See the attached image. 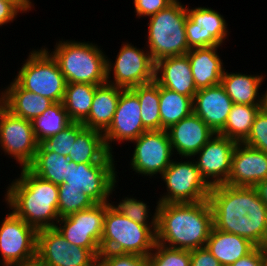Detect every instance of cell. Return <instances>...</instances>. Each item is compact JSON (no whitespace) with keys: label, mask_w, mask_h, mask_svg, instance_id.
Here are the masks:
<instances>
[{"label":"cell","mask_w":267,"mask_h":266,"mask_svg":"<svg viewBox=\"0 0 267 266\" xmlns=\"http://www.w3.org/2000/svg\"><path fill=\"white\" fill-rule=\"evenodd\" d=\"M254 188L257 190L263 203L267 206V178L260 181Z\"/></svg>","instance_id":"f6af8a7d"},{"label":"cell","mask_w":267,"mask_h":266,"mask_svg":"<svg viewBox=\"0 0 267 266\" xmlns=\"http://www.w3.org/2000/svg\"><path fill=\"white\" fill-rule=\"evenodd\" d=\"M190 259L191 266H222L205 247L190 250Z\"/></svg>","instance_id":"ee69618b"},{"label":"cell","mask_w":267,"mask_h":266,"mask_svg":"<svg viewBox=\"0 0 267 266\" xmlns=\"http://www.w3.org/2000/svg\"><path fill=\"white\" fill-rule=\"evenodd\" d=\"M263 109L267 111V90L263 93Z\"/></svg>","instance_id":"c3c4849f"},{"label":"cell","mask_w":267,"mask_h":266,"mask_svg":"<svg viewBox=\"0 0 267 266\" xmlns=\"http://www.w3.org/2000/svg\"><path fill=\"white\" fill-rule=\"evenodd\" d=\"M31 122L34 135L39 144L73 123L64 108L63 102H54L44 113L34 118Z\"/></svg>","instance_id":"d6a6232c"},{"label":"cell","mask_w":267,"mask_h":266,"mask_svg":"<svg viewBox=\"0 0 267 266\" xmlns=\"http://www.w3.org/2000/svg\"><path fill=\"white\" fill-rule=\"evenodd\" d=\"M68 162V157L49 151L41 143L38 145L34 160L27 168L38 177L61 185L67 181Z\"/></svg>","instance_id":"f1b7e54d"},{"label":"cell","mask_w":267,"mask_h":266,"mask_svg":"<svg viewBox=\"0 0 267 266\" xmlns=\"http://www.w3.org/2000/svg\"><path fill=\"white\" fill-rule=\"evenodd\" d=\"M13 79L21 88L63 102L66 81L57 61L44 48L32 49Z\"/></svg>","instance_id":"52a82bcc"},{"label":"cell","mask_w":267,"mask_h":266,"mask_svg":"<svg viewBox=\"0 0 267 266\" xmlns=\"http://www.w3.org/2000/svg\"><path fill=\"white\" fill-rule=\"evenodd\" d=\"M136 94L141 107L143 126L148 130H161L159 85L152 81L131 88Z\"/></svg>","instance_id":"836d02e7"},{"label":"cell","mask_w":267,"mask_h":266,"mask_svg":"<svg viewBox=\"0 0 267 266\" xmlns=\"http://www.w3.org/2000/svg\"><path fill=\"white\" fill-rule=\"evenodd\" d=\"M256 246L246 238L212 227L205 248L221 263L231 266Z\"/></svg>","instance_id":"4316f807"},{"label":"cell","mask_w":267,"mask_h":266,"mask_svg":"<svg viewBox=\"0 0 267 266\" xmlns=\"http://www.w3.org/2000/svg\"><path fill=\"white\" fill-rule=\"evenodd\" d=\"M19 13H25L13 0H0V27L13 23Z\"/></svg>","instance_id":"7bdbcfd3"},{"label":"cell","mask_w":267,"mask_h":266,"mask_svg":"<svg viewBox=\"0 0 267 266\" xmlns=\"http://www.w3.org/2000/svg\"><path fill=\"white\" fill-rule=\"evenodd\" d=\"M208 201L215 229L246 238L256 247L267 244V206L254 187L215 185Z\"/></svg>","instance_id":"6da1fadb"},{"label":"cell","mask_w":267,"mask_h":266,"mask_svg":"<svg viewBox=\"0 0 267 266\" xmlns=\"http://www.w3.org/2000/svg\"><path fill=\"white\" fill-rule=\"evenodd\" d=\"M109 204L118 213L125 215L127 218L138 224L146 226H157V208L159 203H156L157 205L155 206V212H153V215L150 213V209H148L149 205H147L146 202L140 199L137 200V198L133 197V195L125 197L124 199L122 198V200H120L118 203L109 202ZM149 216L152 217L150 218Z\"/></svg>","instance_id":"e575fe53"},{"label":"cell","mask_w":267,"mask_h":266,"mask_svg":"<svg viewBox=\"0 0 267 266\" xmlns=\"http://www.w3.org/2000/svg\"><path fill=\"white\" fill-rule=\"evenodd\" d=\"M4 107H5V101H4L2 91H1L0 92V112L3 110Z\"/></svg>","instance_id":"681fc988"},{"label":"cell","mask_w":267,"mask_h":266,"mask_svg":"<svg viewBox=\"0 0 267 266\" xmlns=\"http://www.w3.org/2000/svg\"><path fill=\"white\" fill-rule=\"evenodd\" d=\"M7 266H43L41 265L37 260H34L29 263H24V264H13V265H7Z\"/></svg>","instance_id":"7dc6e473"},{"label":"cell","mask_w":267,"mask_h":266,"mask_svg":"<svg viewBox=\"0 0 267 266\" xmlns=\"http://www.w3.org/2000/svg\"><path fill=\"white\" fill-rule=\"evenodd\" d=\"M267 178V153L244 143H237L232 154L231 173L225 184L255 187Z\"/></svg>","instance_id":"d6986e66"},{"label":"cell","mask_w":267,"mask_h":266,"mask_svg":"<svg viewBox=\"0 0 267 266\" xmlns=\"http://www.w3.org/2000/svg\"><path fill=\"white\" fill-rule=\"evenodd\" d=\"M157 215V243L185 250L205 247L213 227V212L208 200L158 204Z\"/></svg>","instance_id":"7a4b0ae2"},{"label":"cell","mask_w":267,"mask_h":266,"mask_svg":"<svg viewBox=\"0 0 267 266\" xmlns=\"http://www.w3.org/2000/svg\"><path fill=\"white\" fill-rule=\"evenodd\" d=\"M154 81L167 89L194 97L197 88L187 55L166 57L155 62Z\"/></svg>","instance_id":"7402d4cb"},{"label":"cell","mask_w":267,"mask_h":266,"mask_svg":"<svg viewBox=\"0 0 267 266\" xmlns=\"http://www.w3.org/2000/svg\"><path fill=\"white\" fill-rule=\"evenodd\" d=\"M161 130L193 113V97L179 94L159 85Z\"/></svg>","instance_id":"f546056e"},{"label":"cell","mask_w":267,"mask_h":266,"mask_svg":"<svg viewBox=\"0 0 267 266\" xmlns=\"http://www.w3.org/2000/svg\"><path fill=\"white\" fill-rule=\"evenodd\" d=\"M121 87L108 82L97 85L84 127L104 132L111 124L122 92Z\"/></svg>","instance_id":"cb8c5ba5"},{"label":"cell","mask_w":267,"mask_h":266,"mask_svg":"<svg viewBox=\"0 0 267 266\" xmlns=\"http://www.w3.org/2000/svg\"><path fill=\"white\" fill-rule=\"evenodd\" d=\"M242 143L267 153V111L265 109L259 110L248 137Z\"/></svg>","instance_id":"f35d334b"},{"label":"cell","mask_w":267,"mask_h":266,"mask_svg":"<svg viewBox=\"0 0 267 266\" xmlns=\"http://www.w3.org/2000/svg\"><path fill=\"white\" fill-rule=\"evenodd\" d=\"M187 6L175 0L167 8L148 17L146 47L154 62L186 55L188 47L185 23Z\"/></svg>","instance_id":"5b68a950"},{"label":"cell","mask_w":267,"mask_h":266,"mask_svg":"<svg viewBox=\"0 0 267 266\" xmlns=\"http://www.w3.org/2000/svg\"><path fill=\"white\" fill-rule=\"evenodd\" d=\"M106 210L107 202L96 203L89 209L61 217L55 228L70 244L89 249L98 258Z\"/></svg>","instance_id":"7c38bea8"},{"label":"cell","mask_w":267,"mask_h":266,"mask_svg":"<svg viewBox=\"0 0 267 266\" xmlns=\"http://www.w3.org/2000/svg\"><path fill=\"white\" fill-rule=\"evenodd\" d=\"M98 266H150L148 256L125 253H101Z\"/></svg>","instance_id":"ab89813d"},{"label":"cell","mask_w":267,"mask_h":266,"mask_svg":"<svg viewBox=\"0 0 267 266\" xmlns=\"http://www.w3.org/2000/svg\"><path fill=\"white\" fill-rule=\"evenodd\" d=\"M44 48L57 61L66 83L101 85L107 82V55L99 45L89 41L59 39L53 51Z\"/></svg>","instance_id":"277c9868"},{"label":"cell","mask_w":267,"mask_h":266,"mask_svg":"<svg viewBox=\"0 0 267 266\" xmlns=\"http://www.w3.org/2000/svg\"><path fill=\"white\" fill-rule=\"evenodd\" d=\"M121 45L115 62L106 57L107 82L123 89H131L154 81L155 62L148 49L138 48L129 42Z\"/></svg>","instance_id":"30bf717a"},{"label":"cell","mask_w":267,"mask_h":266,"mask_svg":"<svg viewBox=\"0 0 267 266\" xmlns=\"http://www.w3.org/2000/svg\"><path fill=\"white\" fill-rule=\"evenodd\" d=\"M4 89H2V94L5 108L13 115L30 121L40 116L54 103L47 97L26 91L14 80Z\"/></svg>","instance_id":"d4e9b609"},{"label":"cell","mask_w":267,"mask_h":266,"mask_svg":"<svg viewBox=\"0 0 267 266\" xmlns=\"http://www.w3.org/2000/svg\"><path fill=\"white\" fill-rule=\"evenodd\" d=\"M96 202L81 190L59 188L58 213L59 217L89 209Z\"/></svg>","instance_id":"d590c367"},{"label":"cell","mask_w":267,"mask_h":266,"mask_svg":"<svg viewBox=\"0 0 267 266\" xmlns=\"http://www.w3.org/2000/svg\"><path fill=\"white\" fill-rule=\"evenodd\" d=\"M111 152L107 149L103 132L84 127L72 147L69 160L75 163H101Z\"/></svg>","instance_id":"83f0119b"},{"label":"cell","mask_w":267,"mask_h":266,"mask_svg":"<svg viewBox=\"0 0 267 266\" xmlns=\"http://www.w3.org/2000/svg\"><path fill=\"white\" fill-rule=\"evenodd\" d=\"M231 266H267V255L264 247H255L249 254L241 257Z\"/></svg>","instance_id":"b9f144b4"},{"label":"cell","mask_w":267,"mask_h":266,"mask_svg":"<svg viewBox=\"0 0 267 266\" xmlns=\"http://www.w3.org/2000/svg\"><path fill=\"white\" fill-rule=\"evenodd\" d=\"M21 174L9 183L4 195L8 211L22 218L37 231L53 228L60 219L58 185L21 168Z\"/></svg>","instance_id":"3957f363"},{"label":"cell","mask_w":267,"mask_h":266,"mask_svg":"<svg viewBox=\"0 0 267 266\" xmlns=\"http://www.w3.org/2000/svg\"><path fill=\"white\" fill-rule=\"evenodd\" d=\"M25 13L31 11L34 7L32 0H13Z\"/></svg>","instance_id":"bcb514c9"},{"label":"cell","mask_w":267,"mask_h":266,"mask_svg":"<svg viewBox=\"0 0 267 266\" xmlns=\"http://www.w3.org/2000/svg\"><path fill=\"white\" fill-rule=\"evenodd\" d=\"M189 7L185 23L189 49L224 45L229 29L223 15L211 7Z\"/></svg>","instance_id":"e0dca14e"},{"label":"cell","mask_w":267,"mask_h":266,"mask_svg":"<svg viewBox=\"0 0 267 266\" xmlns=\"http://www.w3.org/2000/svg\"><path fill=\"white\" fill-rule=\"evenodd\" d=\"M148 257L150 266H191L190 250L169 248L157 242Z\"/></svg>","instance_id":"8d00e7d4"},{"label":"cell","mask_w":267,"mask_h":266,"mask_svg":"<svg viewBox=\"0 0 267 266\" xmlns=\"http://www.w3.org/2000/svg\"><path fill=\"white\" fill-rule=\"evenodd\" d=\"M84 128L82 123L73 122L63 131L54 136L48 137L42 144L49 150L58 155L66 157L72 156V147L77 138V134Z\"/></svg>","instance_id":"74e56055"},{"label":"cell","mask_w":267,"mask_h":266,"mask_svg":"<svg viewBox=\"0 0 267 266\" xmlns=\"http://www.w3.org/2000/svg\"><path fill=\"white\" fill-rule=\"evenodd\" d=\"M96 86L87 83H66L63 105L72 122L83 123L87 119Z\"/></svg>","instance_id":"4dcf8cb0"},{"label":"cell","mask_w":267,"mask_h":266,"mask_svg":"<svg viewBox=\"0 0 267 266\" xmlns=\"http://www.w3.org/2000/svg\"><path fill=\"white\" fill-rule=\"evenodd\" d=\"M39 143L30 120L13 115L5 107L0 112V148L16 160L20 168H27L34 160Z\"/></svg>","instance_id":"9a60e30c"},{"label":"cell","mask_w":267,"mask_h":266,"mask_svg":"<svg viewBox=\"0 0 267 266\" xmlns=\"http://www.w3.org/2000/svg\"><path fill=\"white\" fill-rule=\"evenodd\" d=\"M265 75L243 74L224 70L221 85L233 103L251 106H263V94L259 92Z\"/></svg>","instance_id":"484cf974"},{"label":"cell","mask_w":267,"mask_h":266,"mask_svg":"<svg viewBox=\"0 0 267 266\" xmlns=\"http://www.w3.org/2000/svg\"><path fill=\"white\" fill-rule=\"evenodd\" d=\"M175 0H133L137 18L150 17L167 8Z\"/></svg>","instance_id":"60d3db41"},{"label":"cell","mask_w":267,"mask_h":266,"mask_svg":"<svg viewBox=\"0 0 267 266\" xmlns=\"http://www.w3.org/2000/svg\"><path fill=\"white\" fill-rule=\"evenodd\" d=\"M36 260L43 266H98L89 249L70 244L55 227L38 230Z\"/></svg>","instance_id":"5bb4252c"},{"label":"cell","mask_w":267,"mask_h":266,"mask_svg":"<svg viewBox=\"0 0 267 266\" xmlns=\"http://www.w3.org/2000/svg\"><path fill=\"white\" fill-rule=\"evenodd\" d=\"M111 153L101 163H75L68 162L67 181L58 188L81 190L96 203L112 202L109 198L113 194L117 184V161Z\"/></svg>","instance_id":"ba28073f"},{"label":"cell","mask_w":267,"mask_h":266,"mask_svg":"<svg viewBox=\"0 0 267 266\" xmlns=\"http://www.w3.org/2000/svg\"><path fill=\"white\" fill-rule=\"evenodd\" d=\"M220 46L193 48L186 53L197 90L221 84L225 67L217 52Z\"/></svg>","instance_id":"603a6c76"},{"label":"cell","mask_w":267,"mask_h":266,"mask_svg":"<svg viewBox=\"0 0 267 266\" xmlns=\"http://www.w3.org/2000/svg\"><path fill=\"white\" fill-rule=\"evenodd\" d=\"M176 158L160 176L166 192L160 195L157 203H196L208 200L211 186L201 176L194 158ZM192 159V160H191Z\"/></svg>","instance_id":"9c48e42d"},{"label":"cell","mask_w":267,"mask_h":266,"mask_svg":"<svg viewBox=\"0 0 267 266\" xmlns=\"http://www.w3.org/2000/svg\"><path fill=\"white\" fill-rule=\"evenodd\" d=\"M262 107L234 103L224 128L218 134L242 143L248 137L254 119Z\"/></svg>","instance_id":"1f68e13d"},{"label":"cell","mask_w":267,"mask_h":266,"mask_svg":"<svg viewBox=\"0 0 267 266\" xmlns=\"http://www.w3.org/2000/svg\"><path fill=\"white\" fill-rule=\"evenodd\" d=\"M264 248H265L266 255H267V244L264 246Z\"/></svg>","instance_id":"f907efd6"},{"label":"cell","mask_w":267,"mask_h":266,"mask_svg":"<svg viewBox=\"0 0 267 266\" xmlns=\"http://www.w3.org/2000/svg\"><path fill=\"white\" fill-rule=\"evenodd\" d=\"M157 226L138 224L118 213L107 202L101 253H125L149 256L156 244Z\"/></svg>","instance_id":"8992f818"},{"label":"cell","mask_w":267,"mask_h":266,"mask_svg":"<svg viewBox=\"0 0 267 266\" xmlns=\"http://www.w3.org/2000/svg\"><path fill=\"white\" fill-rule=\"evenodd\" d=\"M233 104L224 87L218 84L197 91L193 97V113L218 134L224 128Z\"/></svg>","instance_id":"44dd1931"},{"label":"cell","mask_w":267,"mask_h":266,"mask_svg":"<svg viewBox=\"0 0 267 266\" xmlns=\"http://www.w3.org/2000/svg\"><path fill=\"white\" fill-rule=\"evenodd\" d=\"M37 232L12 211L7 213L0 221V266L36 260Z\"/></svg>","instance_id":"8fae6325"},{"label":"cell","mask_w":267,"mask_h":266,"mask_svg":"<svg viewBox=\"0 0 267 266\" xmlns=\"http://www.w3.org/2000/svg\"><path fill=\"white\" fill-rule=\"evenodd\" d=\"M166 131L175 157L179 154L182 158H192L215 135L194 113L173 124Z\"/></svg>","instance_id":"ffe728a7"},{"label":"cell","mask_w":267,"mask_h":266,"mask_svg":"<svg viewBox=\"0 0 267 266\" xmlns=\"http://www.w3.org/2000/svg\"><path fill=\"white\" fill-rule=\"evenodd\" d=\"M146 131L148 130L142 124L137 94L132 89H122L113 120L103 132L107 149L115 153L112 147L115 142L130 143Z\"/></svg>","instance_id":"2e32d148"},{"label":"cell","mask_w":267,"mask_h":266,"mask_svg":"<svg viewBox=\"0 0 267 266\" xmlns=\"http://www.w3.org/2000/svg\"><path fill=\"white\" fill-rule=\"evenodd\" d=\"M237 142L215 134L192 158L201 176L212 187L225 184L231 173L232 154Z\"/></svg>","instance_id":"ac0fdd59"},{"label":"cell","mask_w":267,"mask_h":266,"mask_svg":"<svg viewBox=\"0 0 267 266\" xmlns=\"http://www.w3.org/2000/svg\"><path fill=\"white\" fill-rule=\"evenodd\" d=\"M131 143L134 151L130 169L144 178L161 176L173 160L174 153L166 130L146 131Z\"/></svg>","instance_id":"4fadbf2b"}]
</instances>
